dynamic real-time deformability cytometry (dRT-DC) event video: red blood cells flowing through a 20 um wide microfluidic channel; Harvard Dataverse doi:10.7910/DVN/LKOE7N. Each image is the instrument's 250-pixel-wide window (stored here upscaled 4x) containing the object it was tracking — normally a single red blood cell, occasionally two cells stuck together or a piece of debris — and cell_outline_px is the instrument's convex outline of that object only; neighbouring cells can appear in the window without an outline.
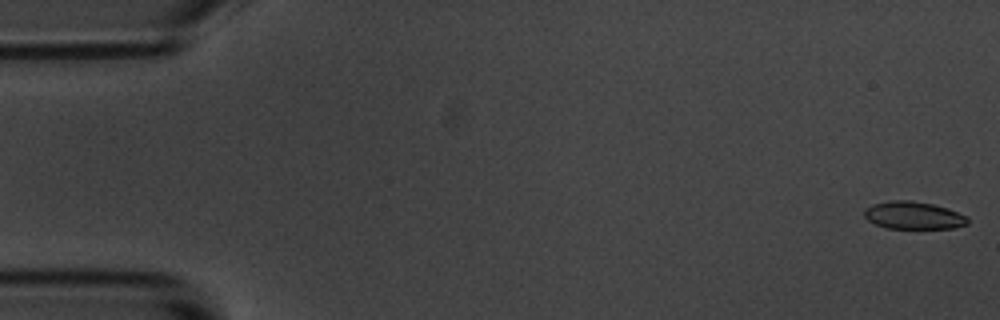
{"species": "common noctule bat (a hibernating species)", "species_latin": "Nyctalus noctula", "temperature_condition": "room temperature", "stored_images_in_passage": 5, "camera_frame_rate_fps": 3000, "um_per_image_px": 0.085, "animal": {"sex": "male", "body_mass_g": 20.1, "forearm_length_mm": 53.5}, "frame": {"image": 1, "passage_image": 1, "time_ms": 0.0, "image_size_px": [1000, 320], "cell_outline_px": [[968, 224], [952, 228], [888, 228], [876, 224], [868, 220], [864, 216], [864, 208], [872, 204], [892, 200], [908, 200], [932, 204], [948, 208], [968, 216]], "centroid_in_image_um": [77.65, 18.3], "position_along_channel_um": 7.4, "area_um2": 16.59}}
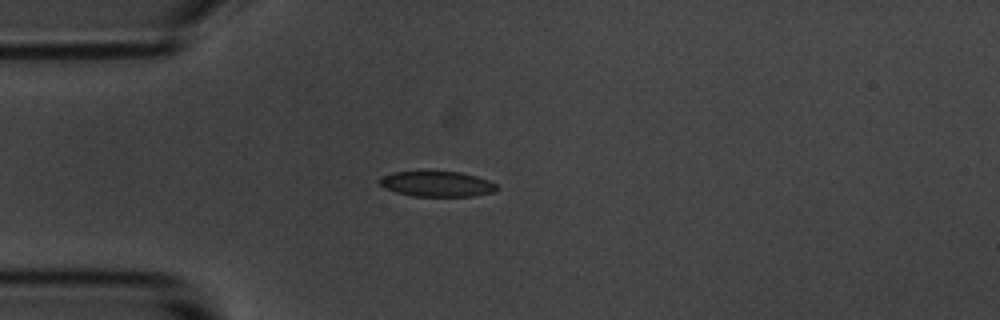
{"frame": {"image": 2, "passage_image": 5, "time_ms": 4.667, "image_size_px": [1000, 320], "cell_outline_px": [[500, 188], [492, 192], [472, 196], [412, 196], [396, 192], [384, 188], [380, 184], [380, 180], [384, 176], [392, 172], [460, 172], [476, 176], [488, 180], [496, 184]], "centroid_in_image_um": [37.16, 15.64], "position_along_channel_um": 47.8, "area_um2": 17.11}}